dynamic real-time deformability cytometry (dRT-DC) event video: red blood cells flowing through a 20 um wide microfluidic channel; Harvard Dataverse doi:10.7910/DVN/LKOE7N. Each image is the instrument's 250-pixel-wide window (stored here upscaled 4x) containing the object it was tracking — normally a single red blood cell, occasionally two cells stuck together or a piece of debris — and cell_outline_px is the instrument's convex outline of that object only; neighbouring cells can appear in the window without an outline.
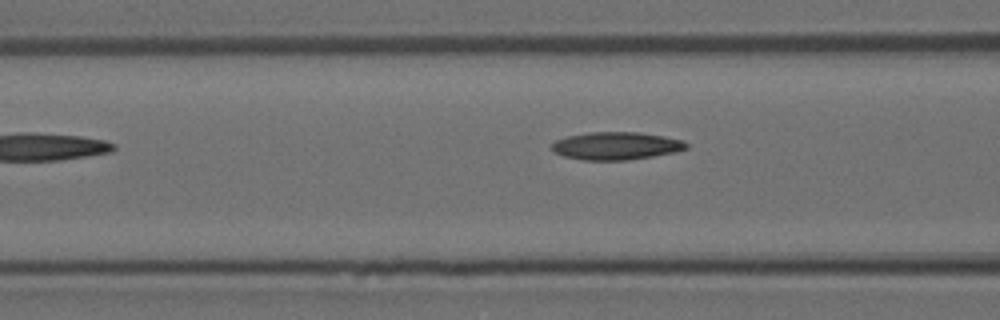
{"species": "Egyptian fruit bat (a non-hibernating species)", "species_latin": "Rousettus aegyptiacus", "temperature_condition": "room temperature", "stored_images_in_passage": 6, "camera_frame_rate_fps": 3000, "um_per_image_px": 0.085, "animal": {"sex": "female"}, "frame": {"image": 1, "passage_image": 5, "time_ms": 1.333, "image_size_px": [1000, 320], "cell_outline_px": [[688, 148], [676, 152], [628, 160], [584, 160], [564, 156], [556, 152], [552, 148], [552, 144], [556, 140], [568, 136], [588, 132], [640, 132], [664, 136], [684, 140], [688, 144]], "centroid_in_image_um": [52.42, 12.39], "position_along_channel_um": 114.2, "area_um2": 21.73}}
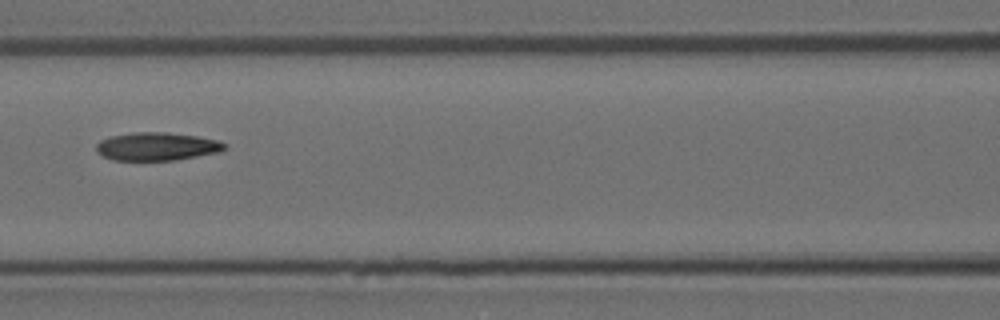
{"frame": {"image": 2, "passage_image": 6, "time_ms": 1.667, "image_size_px": [1000, 320], "cell_outline_px": [[228, 148], [220, 152], [176, 160], [112, 160], [96, 152], [96, 144], [100, 140], [112, 136], [132, 132], [168, 132], [196, 136], [220, 140], [228, 144]], "centroid_in_image_um": [13.38, 12.44], "position_along_channel_um": 153.2, "area_um2": 21.27}}